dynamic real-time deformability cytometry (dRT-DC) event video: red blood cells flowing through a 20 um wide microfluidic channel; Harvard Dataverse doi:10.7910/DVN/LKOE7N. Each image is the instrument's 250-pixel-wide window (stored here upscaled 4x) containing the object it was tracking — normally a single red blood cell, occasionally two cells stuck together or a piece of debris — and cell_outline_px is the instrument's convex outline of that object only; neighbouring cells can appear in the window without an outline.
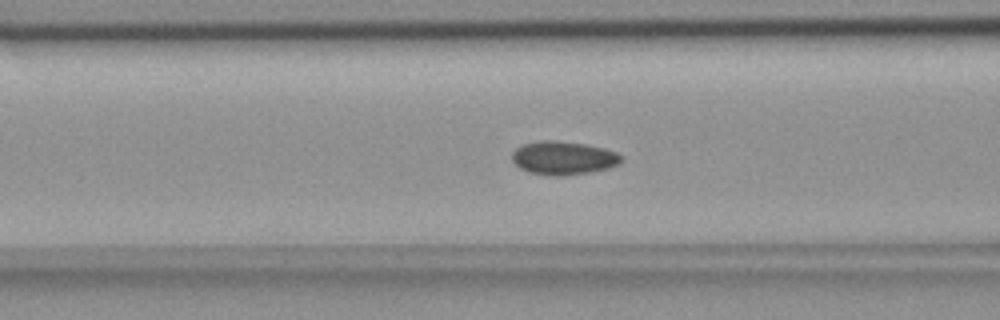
{"species": "common noctule bat (a hibernating species)", "species_latin": "Nyctalus noctula", "temperature_condition": "room temperature", "stored_images_in_passage": 41, "camera_frame_rate_fps": 3000, "um_per_image_px": 0.085, "animal": {"sex": "female", "body_mass_g": 18.4}, "frame": {"image": 1, "passage_image": 7, "time_ms": 2.0, "image_size_px": [1000, 320], "cell_outline_px": [[624, 160], [620, 164], [608, 168], [588, 172], [560, 176], [552, 176], [528, 172], [520, 168], [512, 160], [512, 152], [520, 144], [540, 140], [552, 140], [584, 144], [604, 148], [616, 152], [624, 156]], "centroid_in_image_um": [47.89, 13.42], "position_along_channel_um": 118.7, "area_um2": 21.44}}
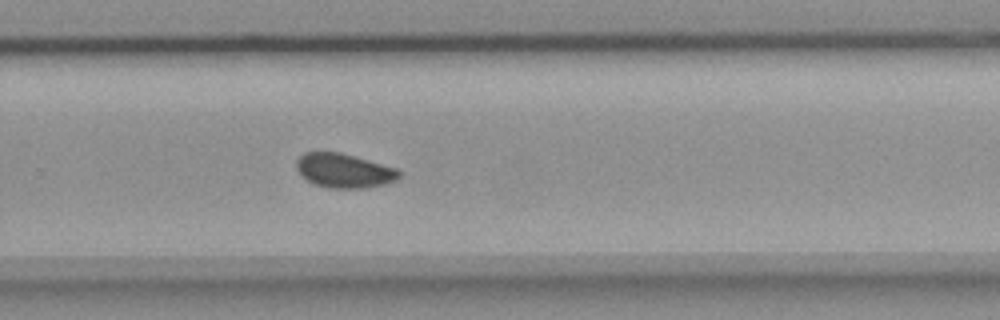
{"frame": {"image": 2, "passage_image": 22, "time_ms": 7.0, "image_size_px": [1000, 320], "cell_outline_px": [[400, 176], [396, 180], [384, 184], [364, 188], [328, 188], [316, 184], [308, 180], [296, 168], [296, 160], [304, 152], [340, 152], [356, 156], [396, 168], [400, 172]], "centroid_in_image_um": [29.25, 14.49], "position_along_channel_um": 300.5, "area_um2": 20.35}}
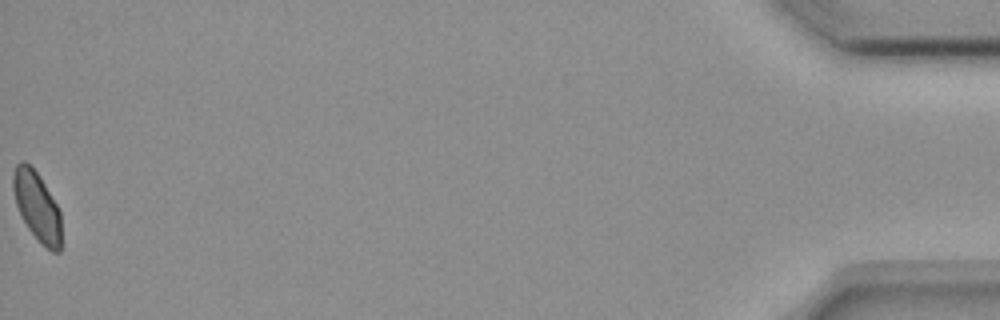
{"frame": {"image": 3, "passage_image": 41, "time_ms": 13.333, "image_size_px": [1000, 320], "cell_outline_px": [[60, 252], [52, 252], [28, 228], [16, 204], [12, 188], [12, 172], [16, 164], [20, 160], [24, 160], [36, 172], [44, 184], [56, 204], [60, 212]], "centroid_in_image_um": [3.11, 17.48], "position_along_channel_um": 432.1, "area_um2": 18.9}}